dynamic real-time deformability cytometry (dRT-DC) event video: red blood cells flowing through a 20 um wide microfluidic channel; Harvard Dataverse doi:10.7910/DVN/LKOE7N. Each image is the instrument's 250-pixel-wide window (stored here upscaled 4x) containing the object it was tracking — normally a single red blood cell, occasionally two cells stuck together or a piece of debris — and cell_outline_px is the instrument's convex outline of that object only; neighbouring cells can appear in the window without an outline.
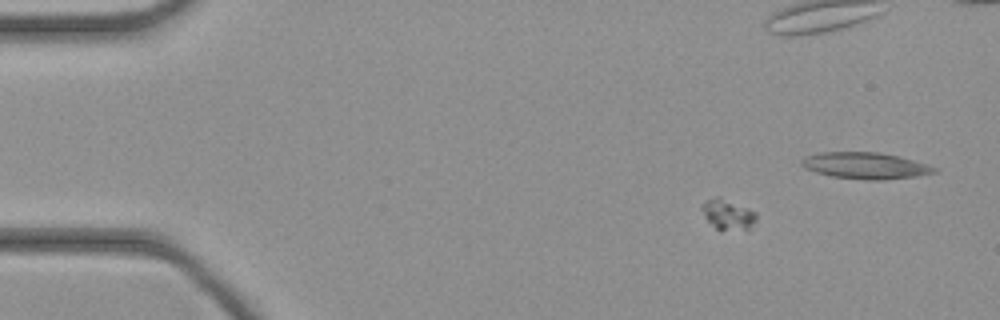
{"species": "common noctule bat (a hibernating species)", "species_latin": "Nyctalus noctula", "temperature_condition": "cold", "stored_images_in_passage": 49, "camera_frame_rate_fps": 3000, "um_per_image_px": 0.085, "animal": {"sex": "female", "body_mass_g": 21.9}, "frame": {"image": 1, "passage_image": 8, "time_ms": 2.333, "image_size_px": [1000, 320], "cell_outline_px": [[756, 220], [748, 232], [720, 232], [704, 216], [700, 208], [708, 200], [716, 196], [720, 196], [756, 212]], "centroid_in_image_um": [61.91, 18.3], "position_along_channel_um": 23.1, "area_um2": 10.06}}